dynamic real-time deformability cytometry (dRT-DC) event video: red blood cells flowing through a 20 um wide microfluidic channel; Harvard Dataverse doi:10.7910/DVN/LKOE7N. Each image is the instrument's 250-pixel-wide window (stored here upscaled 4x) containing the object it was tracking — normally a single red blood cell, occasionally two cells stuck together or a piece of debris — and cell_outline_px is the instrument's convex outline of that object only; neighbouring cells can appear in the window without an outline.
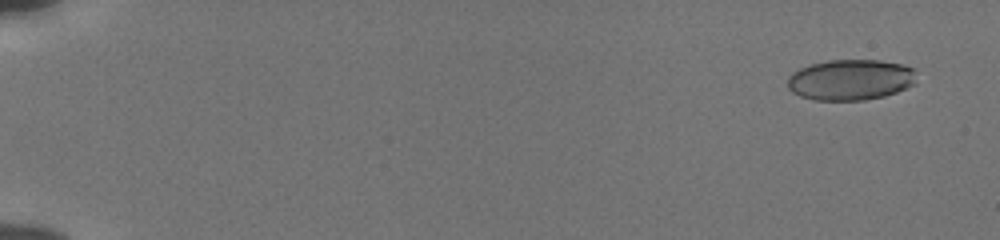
{"species": "human", "species_latin": "Homo sapiens", "temperature_condition": "cold", "stored_images_in_passage": 56, "camera_frame_rate_fps": 3000, "um_per_image_px": 0.085, "donor": {"sex": "male"}, "frame": {"image": 1, "passage_image": 4, "time_ms": 1.0, "image_size_px": [1000, 240], "cell_outline_px": [[916, 68], [912, 84], [896, 92], [884, 96], [864, 100], [816, 100], [800, 96], [792, 92], [788, 88], [788, 76], [792, 72], [800, 68], [812, 64], [828, 60], [880, 60], [900, 64]], "centroid_in_image_um": [72.26, 6.78], "position_along_channel_um": 12.7, "area_um2": 30.52}}
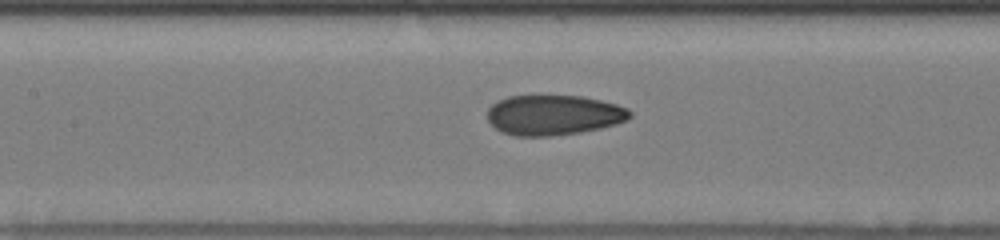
{"frame": {"image": 2, "passage_image": 29, "time_ms": 9.333, "image_size_px": [1000, 240], "cell_outline_px": [[632, 116], [628, 120], [616, 124], [600, 128], [580, 132], [552, 136], [516, 136], [500, 132], [488, 120], [488, 108], [496, 100], [508, 96], [540, 92], [584, 96], [616, 104], [628, 108], [632, 112]], "centroid_in_image_um": [47.04, 9.72], "position_along_channel_um": 160.4, "area_um2": 34.62}}
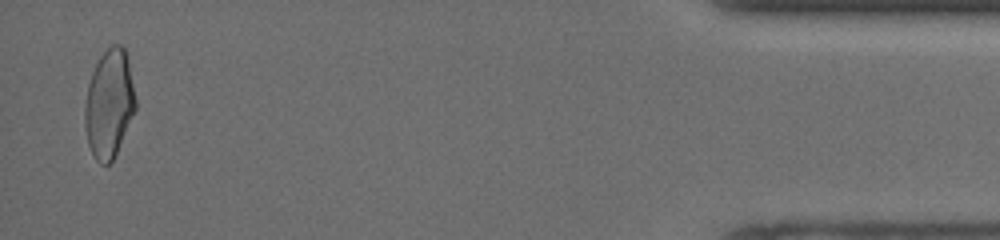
{"frame": {"image": 3, "passage_image": 55, "time_ms": 18.0, "image_size_px": [1000, 240], "cell_outline_px": [[136, 108], [116, 152], [112, 160], [108, 164], [100, 164], [92, 156], [88, 144], [84, 124], [84, 108], [88, 84], [92, 72], [100, 56], [112, 44], [120, 44], [124, 48], [128, 56], [136, 100]], "centroid_in_image_um": [9.27, 8.8], "position_along_channel_um": 425.9, "area_um2": 31.96}, "authors_computed_cell_mechanics": {"area_um2": 32.0501, "velocity_mm_per_s": 3.8699, "shape_relaxation_time_tau1_ms": 6.4103, "shape_relaxation_time_tau2_ms": 1.6134, "deformation_change_tau1": 0.1688, "deformation_change_tau2": 0.0771}}